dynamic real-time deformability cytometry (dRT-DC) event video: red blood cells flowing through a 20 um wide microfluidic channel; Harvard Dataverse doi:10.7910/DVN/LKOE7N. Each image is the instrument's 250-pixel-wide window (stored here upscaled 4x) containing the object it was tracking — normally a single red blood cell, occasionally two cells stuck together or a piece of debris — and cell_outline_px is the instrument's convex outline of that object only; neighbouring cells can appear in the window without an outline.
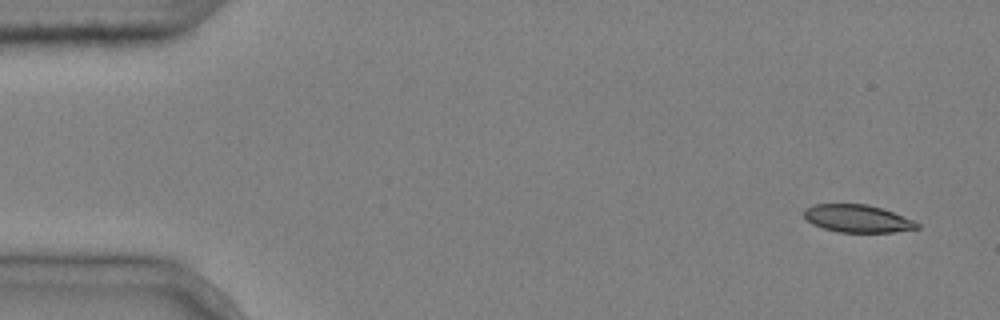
{"species": "common noctule bat (a hibernating species)", "species_latin": "Nyctalus noctula", "temperature_condition": "cold", "stored_images_in_passage": 7, "camera_frame_rate_fps": 3000, "um_per_image_px": 0.085, "animal": {"sex": "male", "body_mass_g": 20.4}, "frame": {"image": 1, "passage_image": 1, "time_ms": 0.0, "image_size_px": [1000, 320], "cell_outline_px": [[920, 228], [892, 232], [840, 232], [824, 228], [812, 224], [804, 216], [804, 208], [816, 204], [868, 204], [892, 212], [912, 220], [920, 224]], "centroid_in_image_um": [72.87, 18.58], "position_along_channel_um": 12.1, "area_um2": 17.98}}
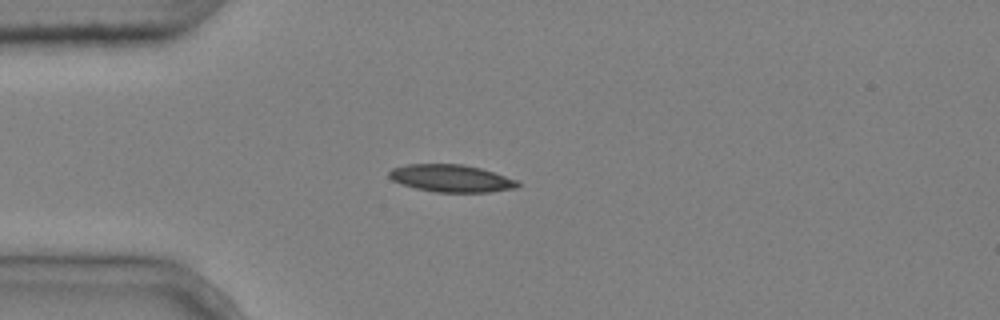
{"frame": {"image": 2, "passage_image": 4, "time_ms": 1.0, "image_size_px": [1000, 320], "cell_outline_px": [[520, 184], [516, 188], [488, 192], [436, 192], [416, 188], [400, 184], [392, 180], [388, 176], [388, 172], [392, 168], [408, 164], [464, 164], [480, 168], [516, 180]], "centroid_in_image_um": [38.3, 15.15], "position_along_channel_um": 46.7, "area_um2": 20.4}}